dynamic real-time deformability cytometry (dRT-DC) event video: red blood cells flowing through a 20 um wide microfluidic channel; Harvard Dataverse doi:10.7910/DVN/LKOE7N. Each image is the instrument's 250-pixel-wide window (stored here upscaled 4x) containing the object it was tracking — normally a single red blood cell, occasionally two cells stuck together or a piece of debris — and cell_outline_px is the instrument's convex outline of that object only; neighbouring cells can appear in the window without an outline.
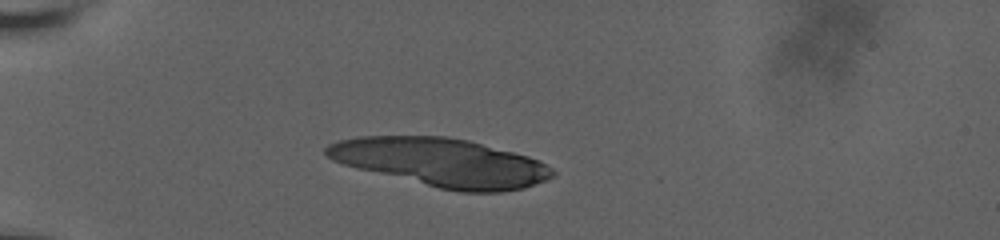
{"species": "human", "species_latin": "Homo sapiens", "temperature_condition": "room temperature", "stored_images_in_passage": 43, "segment_of_instrument_passage": [1, 2], "camera_frame_rate_fps": 3000, "um_per_image_px": 0.085, "donor": {"sex": "male"}, "frame": {"image": 1, "passage_image": 1, "time_ms": 0.0, "image_size_px": [1000, 240], "cell_outline_px": [[556, 172], [552, 176], [544, 180], [524, 188], [500, 192], [460, 192], [440, 188], [356, 168], [332, 160], [324, 152], [324, 148], [328, 144], [336, 140], [356, 136], [448, 136], [468, 140], [528, 156], [540, 160], [552, 168]], "centroid_in_image_um": [37.49, 13.79], "position_along_channel_um": 47.5, "area_um2": 63.58}}